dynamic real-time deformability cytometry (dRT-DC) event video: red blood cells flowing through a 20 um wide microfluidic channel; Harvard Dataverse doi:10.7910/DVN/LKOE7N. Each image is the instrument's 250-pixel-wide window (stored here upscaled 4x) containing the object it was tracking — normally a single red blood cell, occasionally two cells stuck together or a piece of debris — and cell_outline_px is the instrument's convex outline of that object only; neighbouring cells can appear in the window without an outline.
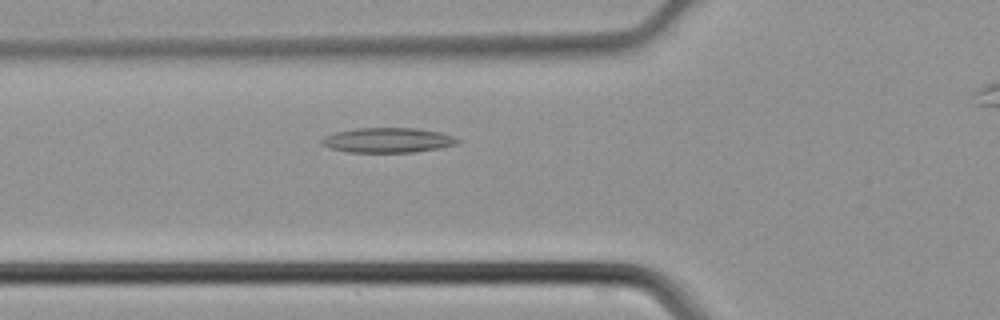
{"species": "common noctule bat (a hibernating species)", "species_latin": "Nyctalus noctula", "temperature_condition": "cold", "stored_images_in_passage": 26, "camera_frame_rate_fps": 3000, "um_per_image_px": 0.085, "animal": {"sex": "male", "body_mass_g": 21.5, "forearm_length_mm": 52.0}, "frame": {"image": 1, "passage_image": 2, "time_ms": 0.333, "image_size_px": [1000, 320], "cell_outline_px": [[460, 140], [456, 144], [440, 148], [412, 152], [348, 152], [328, 148], [320, 144], [320, 140], [324, 136], [336, 132], [356, 128], [416, 128], [440, 132], [452, 136]], "centroid_in_image_um": [32.91, 11.91], "position_along_channel_um": 92.9, "area_um2": 19.71}}
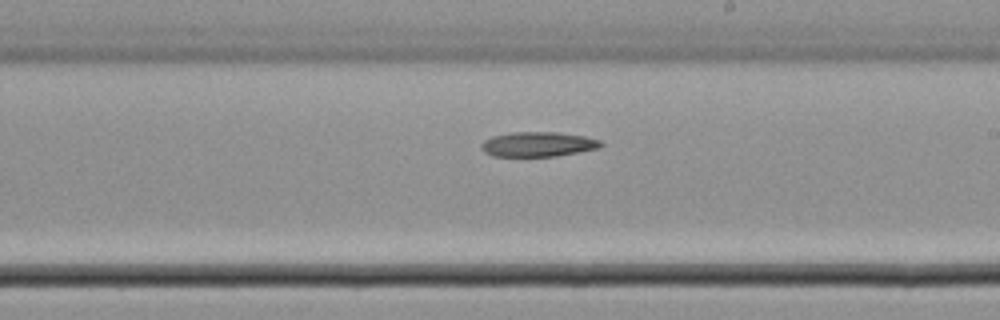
{"frame": {"image": 2, "passage_image": 12, "time_ms": 3.667, "image_size_px": [1000, 320], "cell_outline_px": [[604, 144], [600, 148], [556, 156], [492, 156], [484, 152], [480, 148], [480, 144], [484, 140], [492, 136], [512, 132], [556, 132], [584, 136], [600, 140]], "centroid_in_image_um": [45.71, 12.26], "position_along_channel_um": 243.3, "area_um2": 17.34}}
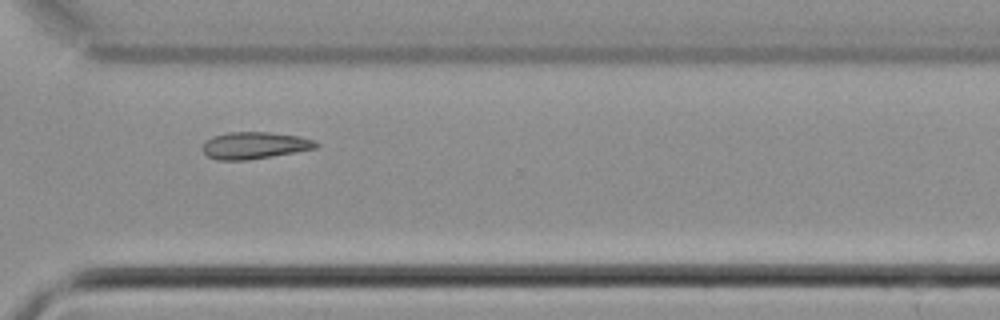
{"frame": {"image": 3, "passage_image": 19, "time_ms": 6.0, "image_size_px": [1000, 320], "cell_outline_px": [[320, 144], [316, 148], [244, 160], [216, 160], [208, 156], [200, 148], [212, 136], [228, 132], [268, 132], [296, 136], [312, 140]], "centroid_in_image_um": [21.57, 12.35], "position_along_channel_um": 349.0, "area_um2": 17.4}}